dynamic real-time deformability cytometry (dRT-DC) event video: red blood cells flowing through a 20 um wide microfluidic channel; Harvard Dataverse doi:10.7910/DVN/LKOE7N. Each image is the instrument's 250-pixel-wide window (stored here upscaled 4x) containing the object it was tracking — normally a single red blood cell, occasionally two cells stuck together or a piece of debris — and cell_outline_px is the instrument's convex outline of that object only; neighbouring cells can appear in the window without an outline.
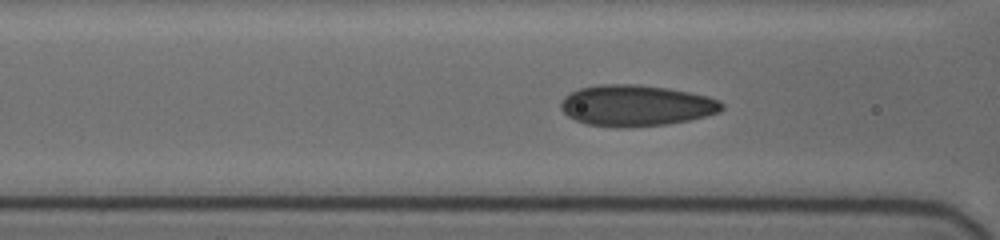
{"species": "human", "species_latin": "Homo sapiens", "temperature_condition": "cold", "stored_images_in_passage": 41, "camera_frame_rate_fps": 3000, "um_per_image_px": 0.085, "donor": {"sex": "female"}, "frame": {"image": 1, "passage_image": 19, "time_ms": 6.667, "image_size_px": [1000, 240], "cell_outline_px": [[724, 108], [720, 112], [688, 120], [664, 124], [628, 128], [616, 128], [588, 124], [576, 120], [568, 116], [560, 108], [560, 100], [568, 92], [580, 88], [600, 84], [640, 84], [668, 88], [708, 96], [720, 100], [724, 104]], "centroid_in_image_um": [54.04, 8.96], "position_along_channel_um": 112.6, "area_um2": 38.9}}
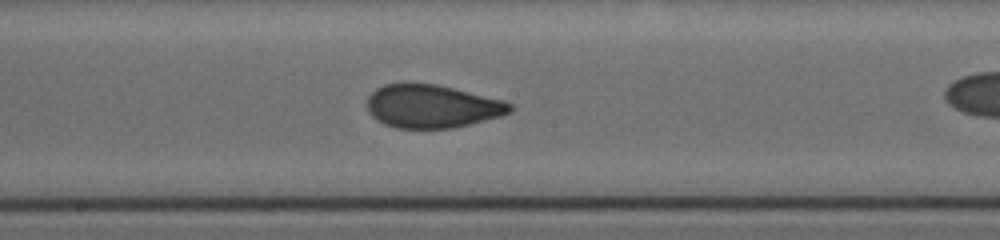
{"frame": {"image": 2, "passage_image": 28, "time_ms": 9.333, "image_size_px": [1000, 240], "cell_outline_px": [[512, 112], [500, 116], [452, 128], [396, 128], [384, 124], [376, 120], [368, 112], [368, 96], [376, 88], [384, 84], [436, 84], [504, 100], [512, 104]], "centroid_in_image_um": [36.71, 9.04], "position_along_channel_um": 211.5, "area_um2": 35.72}}
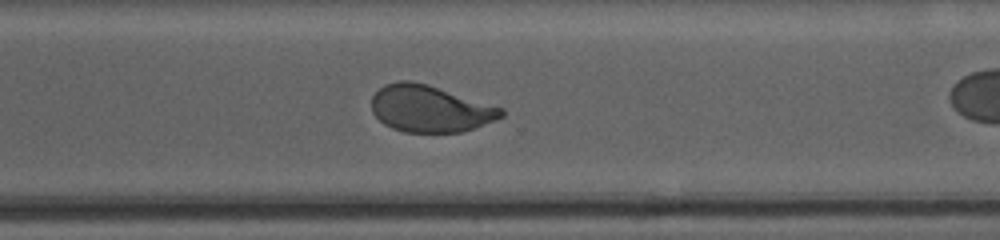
{"frame": {"image": 3, "passage_image": 38, "time_ms": 12.667, "image_size_px": [1000, 240], "cell_outline_px": [[504, 116], [472, 128], [460, 132], [404, 132], [392, 128], [384, 124], [372, 112], [372, 96], [384, 84], [400, 80], [408, 80], [428, 84], [504, 108]], "centroid_in_image_um": [36.53, 9.23], "position_along_channel_um": 334.1, "area_um2": 35.2}}